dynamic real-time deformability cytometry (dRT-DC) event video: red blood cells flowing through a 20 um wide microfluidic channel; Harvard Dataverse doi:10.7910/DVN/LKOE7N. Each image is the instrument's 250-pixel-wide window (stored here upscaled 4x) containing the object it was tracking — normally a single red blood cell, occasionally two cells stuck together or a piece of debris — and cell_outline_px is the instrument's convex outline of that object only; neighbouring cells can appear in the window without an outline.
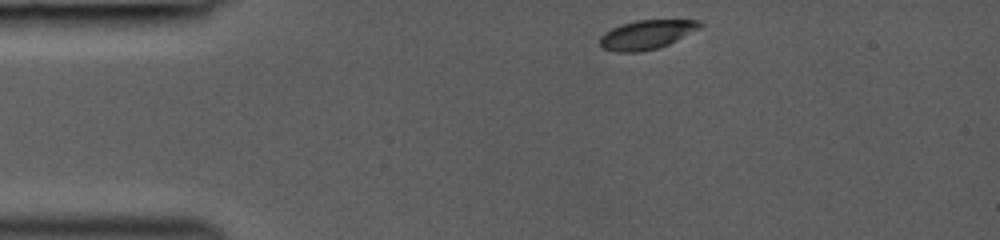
{"species": "common noctule bat (a hibernating species)", "species_latin": "Nyctalus noctula", "temperature_condition": "room temperature", "stored_images_in_passage": 16, "camera_frame_rate_fps": 3000, "um_per_image_px": 0.085, "animal": {"sex": "female", "body_mass_g": 19.0, "forearm_length_mm": 53.3}, "frame": {"image": 1, "passage_image": 1, "time_ms": 0.0, "image_size_px": [1000, 240], "cell_outline_px": [[704, 24], [700, 28], [668, 44], [656, 48], [640, 52], [616, 52], [600, 48], [600, 36], [604, 32], [620, 24], [636, 20], [700, 20]], "centroid_in_image_um": [54.93, 2.94], "position_along_channel_um": 30.1, "area_um2": 16.99}}
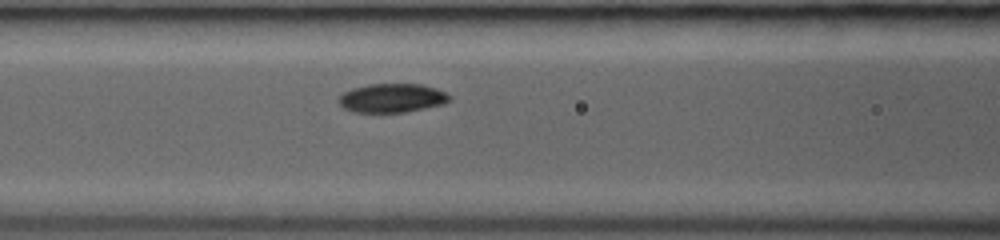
{"frame": {"image": 2, "passage_image": 6, "time_ms": 3.667, "image_size_px": [1000, 240], "cell_outline_px": [[452, 100], [444, 104], [404, 112], [352, 112], [344, 108], [336, 100], [344, 92], [352, 88], [368, 84], [424, 84], [436, 88], [452, 96]], "centroid_in_image_um": [33.33, 8.33], "position_along_channel_um": 133.3, "area_um2": 18.79}}
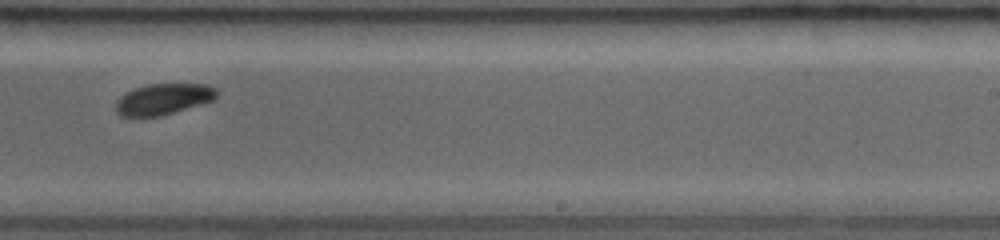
{"frame": {"image": 3, "passage_image": 14, "time_ms": 7.0, "image_size_px": [1000, 240], "cell_outline_px": [[216, 96], [212, 100], [200, 104], [160, 116], [120, 116], [116, 112], [116, 100], [120, 96], [136, 88], [148, 84], [208, 84], [216, 88]], "centroid_in_image_um": [13.86, 8.42], "position_along_channel_um": 275.1, "area_um2": 17.98}}